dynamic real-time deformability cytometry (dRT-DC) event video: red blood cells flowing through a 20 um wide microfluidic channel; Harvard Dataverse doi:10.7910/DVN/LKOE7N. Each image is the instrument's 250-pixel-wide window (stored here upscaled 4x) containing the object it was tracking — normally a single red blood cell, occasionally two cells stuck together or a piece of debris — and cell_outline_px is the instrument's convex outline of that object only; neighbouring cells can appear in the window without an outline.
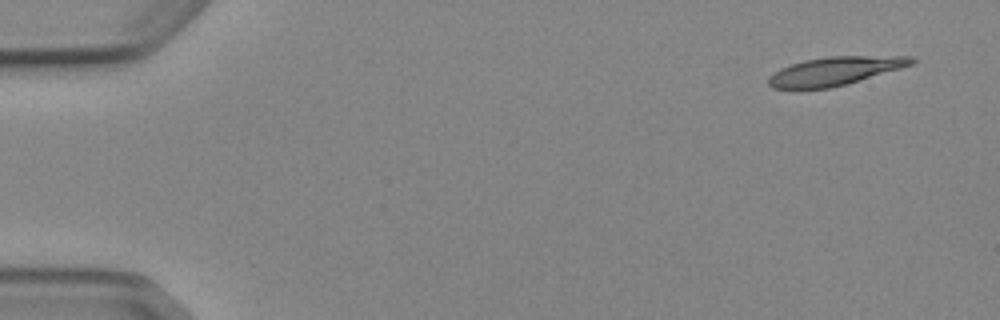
{"species": "Egyptian fruit bat (a non-hibernating species)", "species_latin": "Rousettus aegyptiacus", "temperature_condition": "cold", "stored_images_in_passage": 5, "camera_frame_rate_fps": 3000, "um_per_image_px": 0.085, "animal": {"sex": "female"}, "frame": {"image": 1, "passage_image": 1, "time_ms": 0.0, "image_size_px": [1000, 320], "cell_outline_px": [[916, 64], [848, 84], [828, 88], [772, 88], [768, 84], [768, 76], [780, 68], [804, 60], [828, 56], [912, 56], [916, 60]], "centroid_in_image_um": [71.02, 6.03], "position_along_channel_um": 14.0, "area_um2": 23.81}}
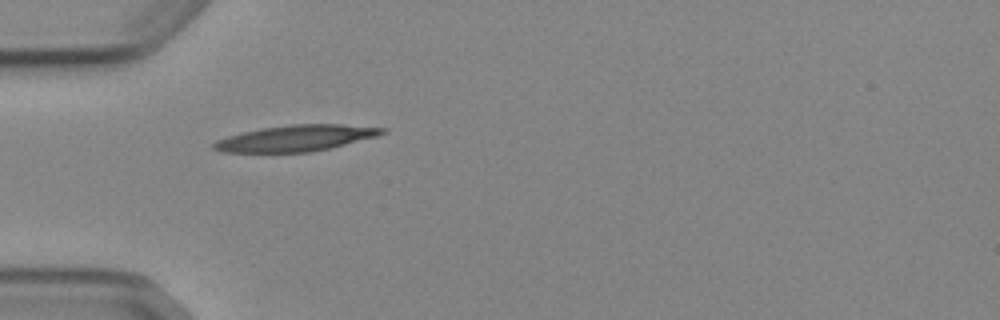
{"frame": {"image": 2, "passage_image": 4, "time_ms": 4.333, "image_size_px": [1000, 320], "cell_outline_px": [[388, 132], [376, 136], [312, 152], [224, 152], [212, 148], [212, 144], [216, 140], [228, 136], [260, 128], [292, 124], [340, 124], [388, 128]], "centroid_in_image_um": [25.15, 11.74], "position_along_channel_um": 59.8, "area_um2": 25.43}}
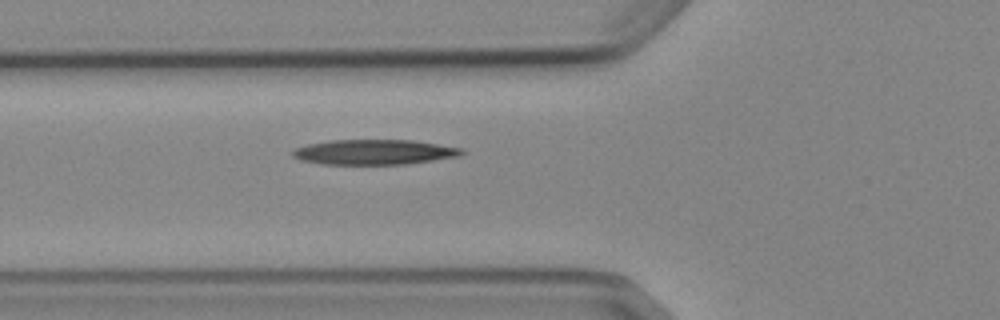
{"frame": {"image": 3, "passage_image": 5, "time_ms": 5.333, "image_size_px": [1000, 320], "cell_outline_px": [[468, 152], [460, 156], [408, 164], [320, 164], [300, 160], [292, 156], [292, 152], [296, 148], [308, 144], [332, 140], [412, 140], [464, 148]], "centroid_in_image_um": [31.86, 12.93], "position_along_channel_um": 93.9, "area_um2": 24.85}}